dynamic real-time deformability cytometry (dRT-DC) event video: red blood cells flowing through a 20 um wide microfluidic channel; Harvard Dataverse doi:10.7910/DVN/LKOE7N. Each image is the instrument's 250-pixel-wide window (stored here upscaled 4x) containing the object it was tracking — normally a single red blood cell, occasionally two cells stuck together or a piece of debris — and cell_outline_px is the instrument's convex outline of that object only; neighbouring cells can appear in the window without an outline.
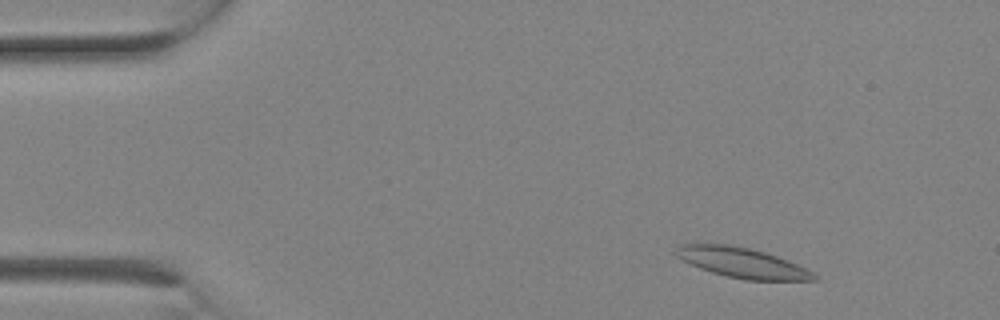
{"species": "Egyptian fruit bat (a non-hibernating species)", "species_latin": "Rousettus aegyptiacus", "temperature_condition": "room temperature", "stored_images_in_passage": 2, "camera_frame_rate_fps": 3000, "um_per_image_px": 0.085, "animal": {"sex": "female"}, "frame": {"image": 1, "passage_image": 1, "time_ms": 0.0, "image_size_px": [1000, 320], "cell_outline_px": [[820, 276], [816, 280], [748, 280], [728, 276], [712, 272], [700, 268], [676, 256], [676, 248], [680, 244], [728, 244], [748, 248], [764, 252], [788, 260]], "centroid_in_image_um": [63.1, 22.33], "position_along_channel_um": 21.9, "area_um2": 23.76}}